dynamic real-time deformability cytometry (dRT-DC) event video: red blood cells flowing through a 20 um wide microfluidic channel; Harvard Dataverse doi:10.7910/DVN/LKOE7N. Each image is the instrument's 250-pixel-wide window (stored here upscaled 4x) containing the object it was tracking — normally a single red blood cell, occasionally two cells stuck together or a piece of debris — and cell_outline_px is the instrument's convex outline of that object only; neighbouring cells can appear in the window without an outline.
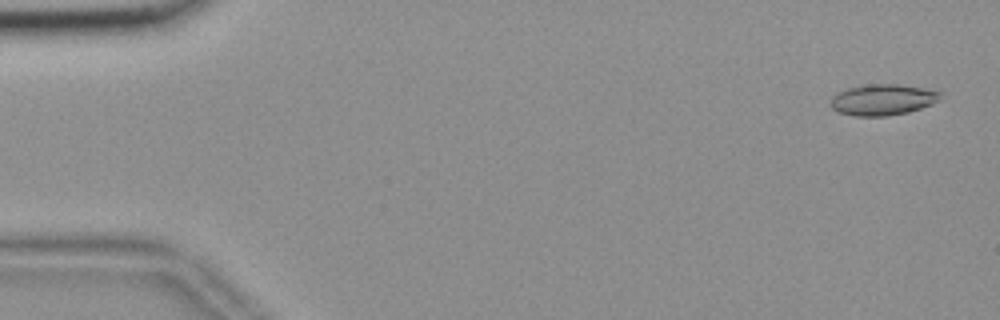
{"species": "common noctule bat (a hibernating species)", "species_latin": "Nyctalus noctula", "temperature_condition": "room temperature", "stored_images_in_passage": 55, "camera_frame_rate_fps": 3000, "um_per_image_px": 0.085, "animal": {"sex": "female", "body_mass_g": 18.4}, "frame": {"image": 1, "passage_image": 2, "time_ms": 0.333, "image_size_px": [1000, 320], "cell_outline_px": [[944, 92], [940, 100], [932, 104], [908, 112], [888, 116], [856, 116], [840, 112], [832, 108], [832, 96], [836, 92], [848, 88], [868, 84], [896, 84]], "centroid_in_image_um": [75.05, 8.47], "position_along_channel_um": 9.9, "area_um2": 19.77}}
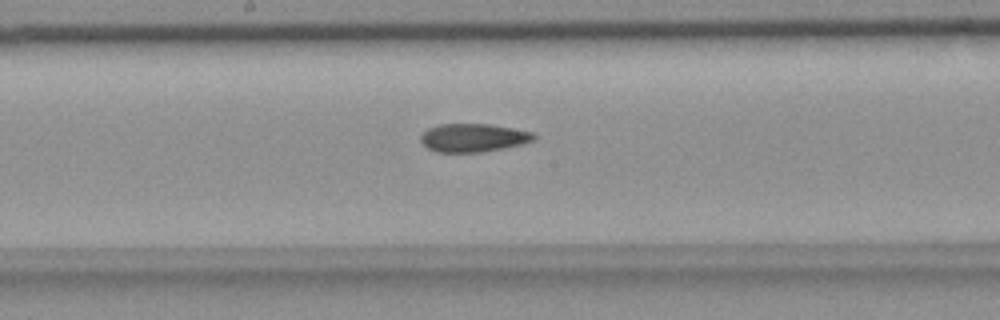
{"frame": {"image": 2, "passage_image": 29, "time_ms": 9.333, "image_size_px": [1000, 320], "cell_outline_px": [[536, 140], [524, 144], [484, 152], [436, 152], [428, 148], [420, 140], [420, 136], [428, 128], [440, 124], [488, 124], [532, 132], [536, 136]], "centroid_in_image_um": [40.24, 11.72], "position_along_channel_um": 208.0, "area_um2": 18.67}}
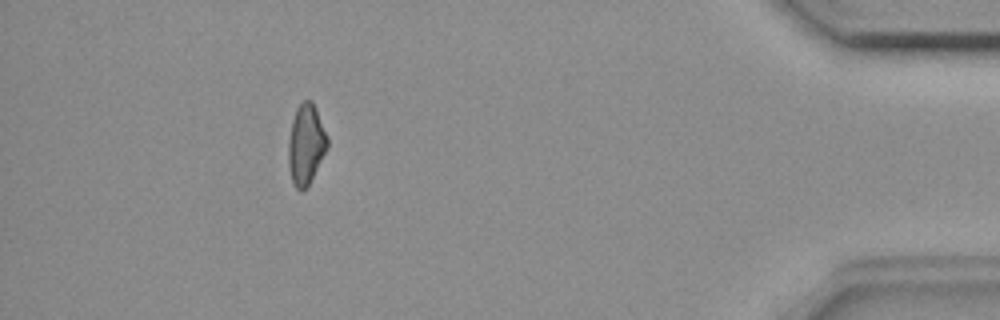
{"frame": {"image": 3, "passage_image": 50, "time_ms": 16.333, "image_size_px": [1000, 320], "cell_outline_px": [[328, 148], [308, 184], [300, 192], [296, 188], [292, 180], [288, 164], [288, 140], [292, 120], [296, 108], [304, 100], [312, 100], [316, 108], [328, 136]], "centroid_in_image_um": [26.01, 12.23], "position_along_channel_um": 409.2, "area_um2": 18.21}, "authors_computed_cell_mechanics": {"area_um2": 19.1318, "velocity_mm_per_s": 3.6714, "shape_relaxation_time_tau1_ms": null, "shape_relaxation_time_tau2_ms": 5.1989, "deformation_change_tau1": null, "deformation_change_tau2": 0.1359}}